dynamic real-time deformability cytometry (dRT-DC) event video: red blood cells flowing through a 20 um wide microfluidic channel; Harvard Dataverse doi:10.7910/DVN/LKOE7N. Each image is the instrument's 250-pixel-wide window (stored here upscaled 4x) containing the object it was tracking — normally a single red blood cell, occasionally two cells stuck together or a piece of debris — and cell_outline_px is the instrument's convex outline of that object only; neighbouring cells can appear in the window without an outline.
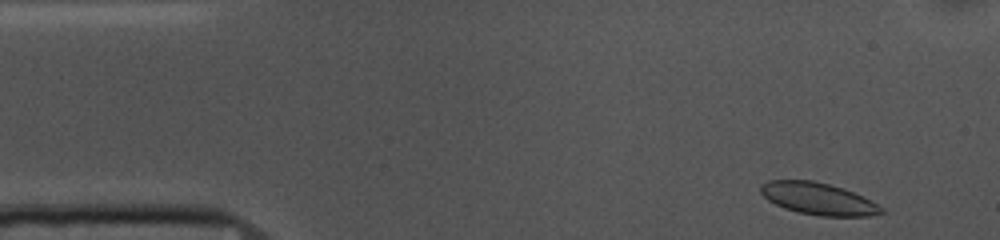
{"species": "common noctule bat (a hibernating species)", "species_latin": "Nyctalus noctula", "temperature_condition": "cold", "stored_images_in_passage": 51, "camera_frame_rate_fps": 3000, "um_per_image_px": 0.085, "animal": {"sex": "female", "body_mass_g": 10.0, "forearm_length_mm": 53.1}, "frame": {"image": 1, "passage_image": 2, "time_ms": 0.333, "image_size_px": [1000, 240], "cell_outline_px": [[884, 212], [868, 216], [820, 216], [796, 212], [784, 208], [768, 200], [760, 192], [760, 184], [768, 180], [812, 180], [844, 188], [884, 208]], "centroid_in_image_um": [69.49, 16.89], "position_along_channel_um": 15.5, "area_um2": 22.37}}
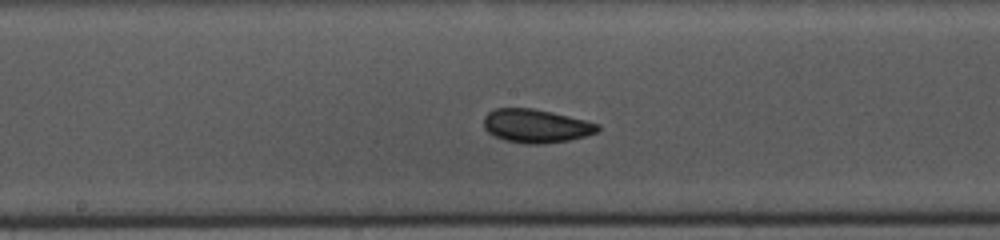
{"frame": {"image": 2, "passage_image": 24, "time_ms": 7.667, "image_size_px": [1000, 240], "cell_outline_px": [[600, 128], [596, 132], [584, 136], [568, 140], [544, 144], [524, 144], [504, 140], [488, 132], [484, 128], [484, 116], [488, 112], [496, 108], [532, 108], [552, 112], [600, 124]], "centroid_in_image_um": [45.54, 10.7], "position_along_channel_um": 202.7, "area_um2": 22.2}}
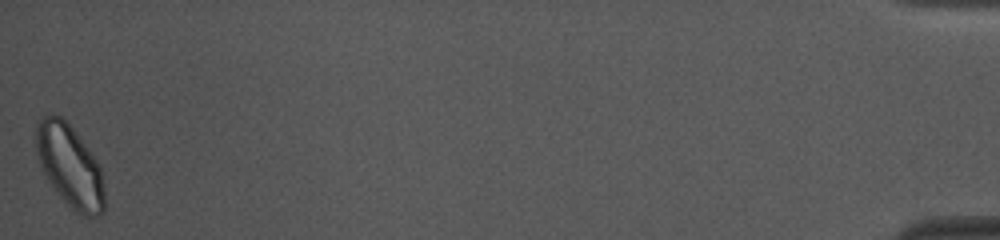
{"frame": {"image": 3, "passage_image": 51, "time_ms": 16.667, "image_size_px": [1000, 240], "cell_outline_px": [[104, 212], [100, 216], [80, 216], [64, 200], [48, 180], [40, 168], [36, 152], [36, 124], [48, 112], [60, 116], [72, 128], [88, 148], [96, 160], [100, 168], [104, 188]], "centroid_in_image_um": [5.92, 14.11], "position_along_channel_um": 429.3, "area_um2": 32.66}, "authors_computed_cell_mechanics": {"area_um2": 22.3686, "velocity_mm_per_s": 3.6518, "shape_relaxation_time_tau1_ms": 5.2456, "shape_relaxation_time_tau2_ms": 2.0644, "deformation_change_tau1": 0.1004, "deformation_change_tau2": 0.0723}}